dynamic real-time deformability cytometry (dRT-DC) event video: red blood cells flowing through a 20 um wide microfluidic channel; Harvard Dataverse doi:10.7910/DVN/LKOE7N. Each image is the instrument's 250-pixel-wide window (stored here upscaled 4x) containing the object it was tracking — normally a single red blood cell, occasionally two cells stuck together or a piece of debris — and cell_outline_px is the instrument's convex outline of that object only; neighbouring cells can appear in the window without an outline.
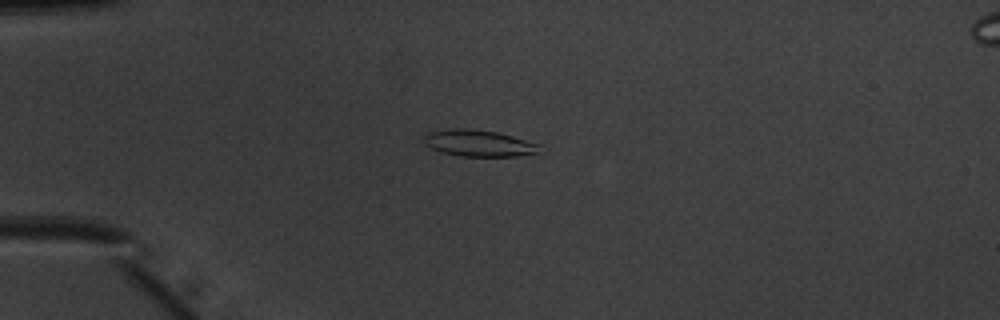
{"species": "common noctule bat (a hibernating species)", "species_latin": "Nyctalus noctula", "temperature_condition": "warm", "stored_images_in_passage": 41, "camera_frame_rate_fps": 3000, "um_per_image_px": 0.085, "animal": {"sex": "male", "body_mass_g": 20.1, "forearm_length_mm": 53.5}, "frame": {"image": 1, "passage_image": 4, "time_ms": 1.0, "image_size_px": [1000, 320], "cell_outline_px": [[544, 152], [516, 156], [460, 156], [440, 152], [424, 144], [424, 136], [428, 132], [456, 128], [468, 128], [496, 132], [512, 136], [540, 144]], "centroid_in_image_um": [40.73, 12.18], "position_along_channel_um": 44.3, "area_um2": 17.98}}
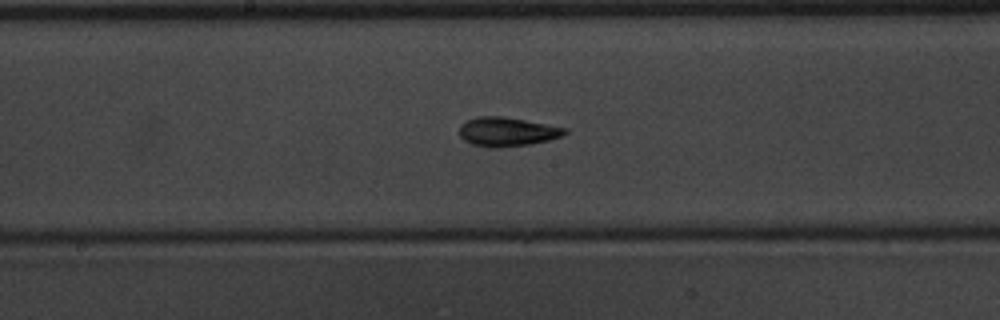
{"frame": {"image": 2, "passage_image": 18, "time_ms": 5.667, "image_size_px": [1000, 320], "cell_outline_px": [[568, 132], [564, 136], [548, 140], [528, 144], [500, 148], [488, 148], [472, 144], [464, 140], [460, 136], [460, 124], [476, 116], [504, 116], [568, 128]], "centroid_in_image_um": [43.11, 11.2], "position_along_channel_um": 205.1, "area_um2": 18.03}}
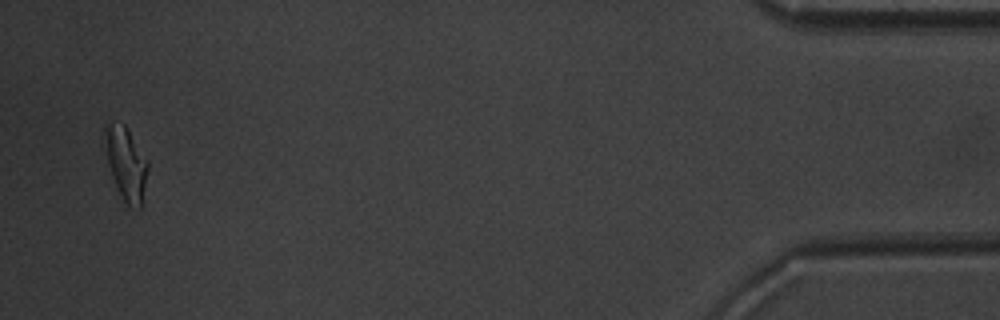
{"frame": {"image": 3, "passage_image": 40, "time_ms": 13.0, "image_size_px": [1000, 320], "cell_outline_px": [[148, 168], [140, 208], [136, 208], [128, 204], [120, 196], [116, 188], [112, 176], [108, 160], [104, 128], [104, 124], [124, 124], [148, 160]], "centroid_in_image_um": [10.73, 13.91], "position_along_channel_um": 424.5, "area_um2": 17.63}, "authors_computed_cell_mechanics": {"area_um2": 17.1666, "velocity_mm_per_s": 4.0372, "shape_relaxation_time_tau1_ms": 5.7505, "shape_relaxation_time_tau2_ms": 2.634, "deformation_change_tau1": 0.1882, "deformation_change_tau2": 0.0899}}